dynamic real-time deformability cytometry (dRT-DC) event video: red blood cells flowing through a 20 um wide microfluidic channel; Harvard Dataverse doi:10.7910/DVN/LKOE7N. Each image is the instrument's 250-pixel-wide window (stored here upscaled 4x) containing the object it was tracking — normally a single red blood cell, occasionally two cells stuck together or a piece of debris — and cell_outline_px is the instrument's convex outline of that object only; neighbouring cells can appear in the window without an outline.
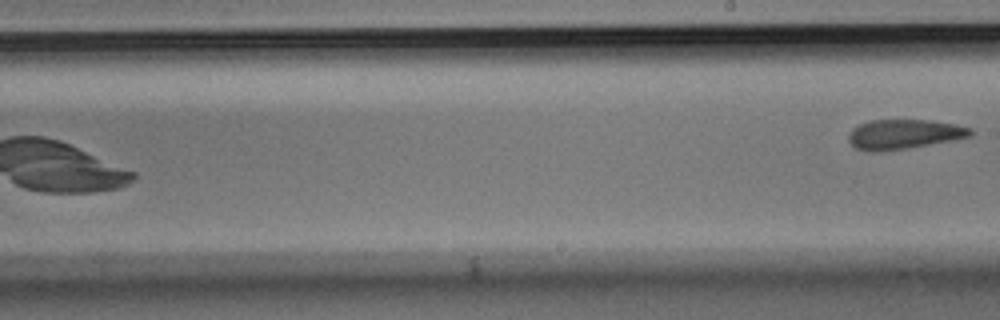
{"species": "Egyptian fruit bat (a non-hibernating species)", "species_latin": "Rousettus aegyptiacus", "temperature_condition": "room temperature", "stored_images_in_passage": 8, "camera_frame_rate_fps": 3000, "um_per_image_px": 0.085, "animal": {"sex": "male"}, "frame": {"image": 1, "passage_image": 8, "time_ms": 2.333, "image_size_px": [1000, 320], "cell_outline_px": [[972, 136], [908, 148], [880, 152], [864, 152], [856, 148], [848, 140], [848, 136], [852, 128], [868, 120], [932, 120], [956, 124], [972, 128]], "centroid_in_image_um": [76.8, 11.41], "position_along_channel_um": 212.2, "area_um2": 21.21}}